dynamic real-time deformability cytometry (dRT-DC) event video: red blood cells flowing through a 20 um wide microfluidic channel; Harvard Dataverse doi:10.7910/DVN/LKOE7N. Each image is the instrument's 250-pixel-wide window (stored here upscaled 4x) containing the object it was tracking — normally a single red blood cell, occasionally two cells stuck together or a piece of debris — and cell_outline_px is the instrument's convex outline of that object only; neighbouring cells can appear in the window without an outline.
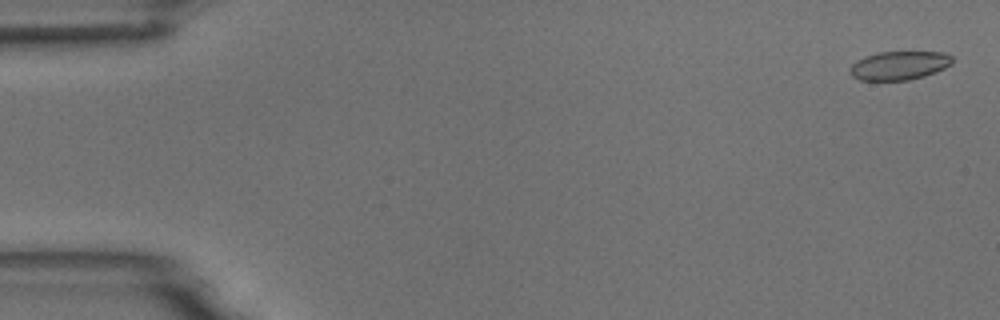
{"species": "common noctule bat (a hibernating species)", "species_latin": "Nyctalus noctula", "temperature_condition": "room temperature", "stored_images_in_passage": 5, "camera_frame_rate_fps": 3000, "um_per_image_px": 0.085, "animal": {"sex": "male", "body_mass_g": 18.8}, "frame": {"image": 1, "passage_image": 1, "time_ms": 0.0, "image_size_px": [1000, 320], "cell_outline_px": [[952, 64], [936, 72], [924, 76], [908, 80], [860, 80], [852, 76], [848, 72], [848, 68], [856, 60], [864, 56], [880, 52], [944, 52], [952, 56]], "centroid_in_image_um": [76.4, 5.56], "position_along_channel_um": 8.6, "area_um2": 17.22}}
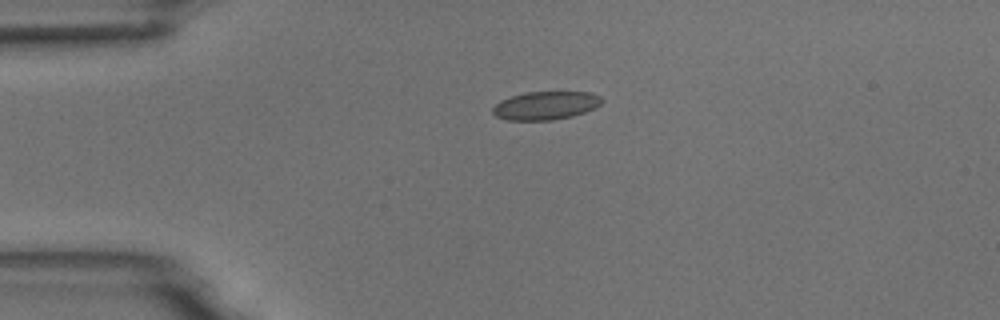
{"frame": {"image": 2, "passage_image": 4, "time_ms": 3.667, "image_size_px": [1000, 320], "cell_outline_px": [[604, 100], [596, 108], [572, 116], [552, 120], [508, 120], [496, 116], [492, 112], [492, 108], [500, 100], [524, 92], [588, 92], [600, 96]], "centroid_in_image_um": [46.38, 8.97], "position_along_channel_um": 38.6, "area_um2": 17.98}}